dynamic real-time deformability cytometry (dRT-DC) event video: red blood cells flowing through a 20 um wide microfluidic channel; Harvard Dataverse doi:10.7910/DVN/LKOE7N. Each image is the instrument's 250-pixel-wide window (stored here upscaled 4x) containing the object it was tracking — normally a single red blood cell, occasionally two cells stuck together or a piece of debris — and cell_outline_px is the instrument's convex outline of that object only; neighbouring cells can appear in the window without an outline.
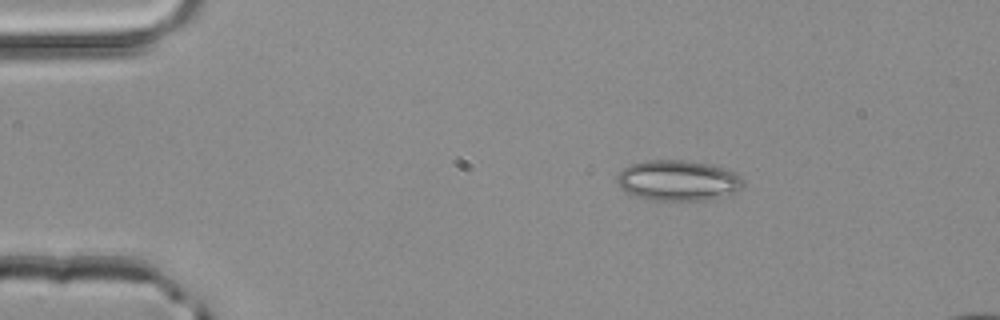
{"species": "common noctule bat (a hibernating species)", "species_latin": "Nyctalus noctula", "temperature_condition": "room temperature", "stored_images_in_passage": 3, "camera_frame_rate_fps": 3000, "um_per_image_px": 0.085, "animal": {"sex": "male", "body_mass_g": 20.4}, "frame": {"image": 1, "passage_image": 2, "time_ms": 0.333, "image_size_px": [1000, 320], "cell_outline_px": [[744, 184], [732, 200], [652, 200], [636, 196], [624, 192], [620, 188], [616, 180], [616, 176], [628, 164], [648, 160], [688, 160], [708, 164], [724, 168], [740, 176], [744, 180]], "centroid_in_image_um": [57.71, 15.37], "position_along_channel_um": 27.3, "area_um2": 30.75}}